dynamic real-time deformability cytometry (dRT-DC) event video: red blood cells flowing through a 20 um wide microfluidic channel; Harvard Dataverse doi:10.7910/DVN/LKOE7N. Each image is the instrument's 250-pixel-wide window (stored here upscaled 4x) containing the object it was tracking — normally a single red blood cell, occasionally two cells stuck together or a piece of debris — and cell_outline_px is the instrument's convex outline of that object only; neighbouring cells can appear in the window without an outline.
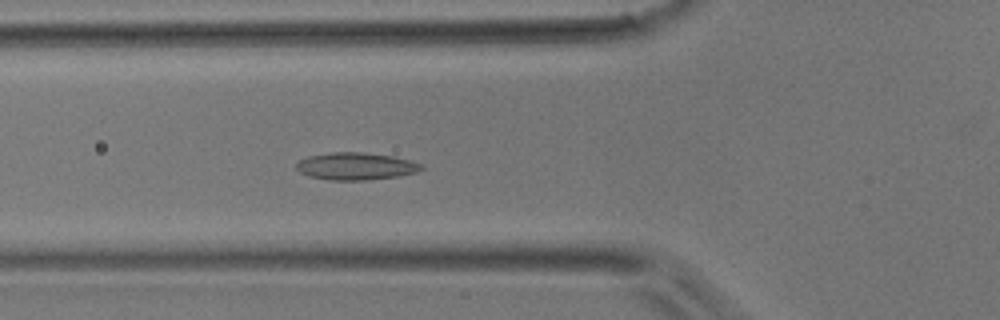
{"species": "common noctule bat (a hibernating species)", "species_latin": "Nyctalus noctula", "temperature_condition": "room temperature", "stored_images_in_passage": 42, "camera_frame_rate_fps": 3000, "um_per_image_px": 0.085, "animal": {"sex": "male", "body_mass_g": 17.9}, "frame": {"image": 1, "passage_image": 11, "time_ms": 3.333, "image_size_px": [1000, 320], "cell_outline_px": [[424, 168], [416, 172], [396, 176], [368, 180], [332, 180], [308, 176], [300, 172], [296, 168], [296, 164], [300, 160], [308, 156], [332, 152], [364, 152], [392, 156], [424, 164]], "centroid_in_image_um": [30.24, 14.12], "position_along_channel_um": 95.6, "area_um2": 19.83}}
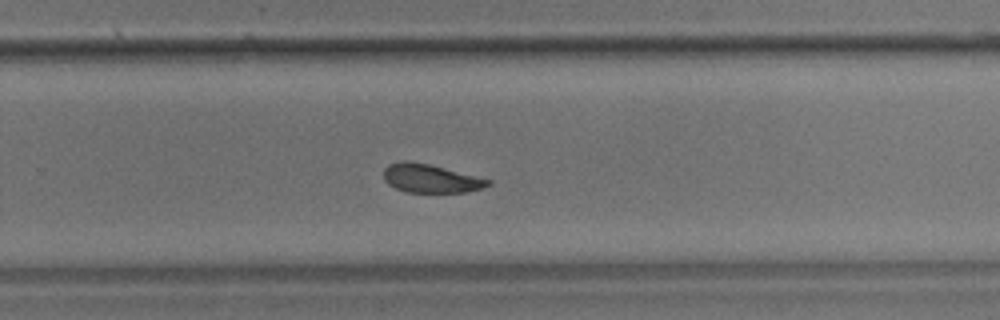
{"frame": {"image": 2, "passage_image": 25, "time_ms": 8.0, "image_size_px": [1000, 320], "cell_outline_px": [[492, 184], [484, 188], [464, 192], [408, 192], [396, 188], [388, 184], [384, 180], [384, 168], [388, 164], [400, 160], [404, 160], [428, 164], [492, 180]], "centroid_in_image_um": [36.59, 15.16], "position_along_channel_um": 293.2, "area_um2": 17.28}}
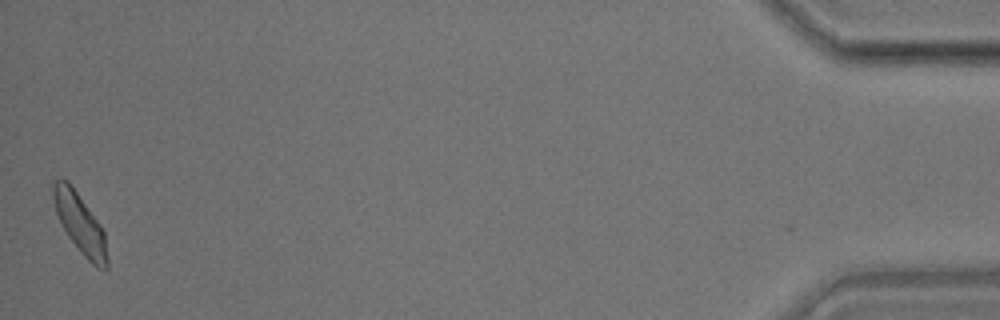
{"frame": {"image": 3, "passage_image": 41, "time_ms": 13.333, "image_size_px": [1000, 320], "cell_outline_px": [[108, 268], [96, 268], [80, 252], [68, 236], [56, 212], [52, 196], [52, 184], [56, 180], [68, 180], [100, 224], [104, 232], [108, 260]], "centroid_in_image_um": [6.81, 19.01], "position_along_channel_um": 428.4, "area_um2": 18.5}}